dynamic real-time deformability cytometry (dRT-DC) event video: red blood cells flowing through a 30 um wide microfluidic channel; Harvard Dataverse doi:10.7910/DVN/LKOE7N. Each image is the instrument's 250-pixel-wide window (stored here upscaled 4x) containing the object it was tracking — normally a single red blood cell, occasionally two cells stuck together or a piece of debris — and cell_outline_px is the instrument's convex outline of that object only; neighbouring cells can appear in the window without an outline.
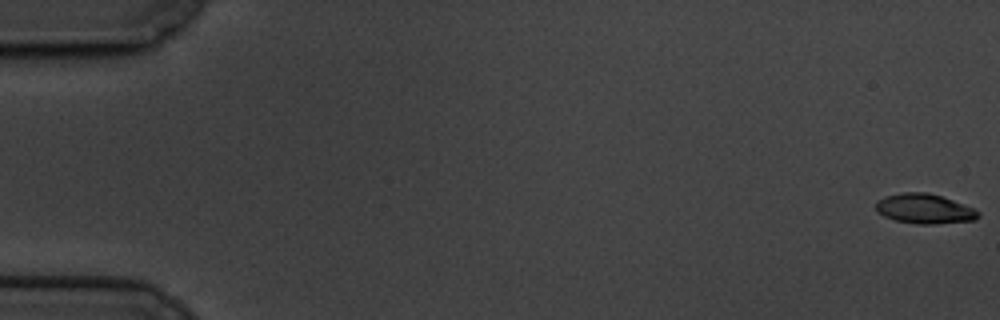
{"species": "common noctule bat (a hibernating species)", "species_latin": "Nyctalus noctula", "temperature_condition": "cold", "stored_images_in_passage": 61, "camera_frame_rate_fps": 3000, "um_per_image_px": 0.085, "animal": {"sex": "male", "body_mass_g": 19.5, "forearm_length_mm": 54.6}, "frame": {"image": 1, "passage_image": 1, "time_ms": 0.0, "image_size_px": [1000, 320], "cell_outline_px": [[980, 216], [976, 220], [932, 224], [916, 224], [896, 220], [884, 216], [876, 212], [876, 200], [884, 196], [904, 192], [928, 192], [952, 200], [972, 208], [980, 212]], "centroid_in_image_um": [78.55, 17.74], "position_along_channel_um": 6.5, "area_um2": 17.74}}
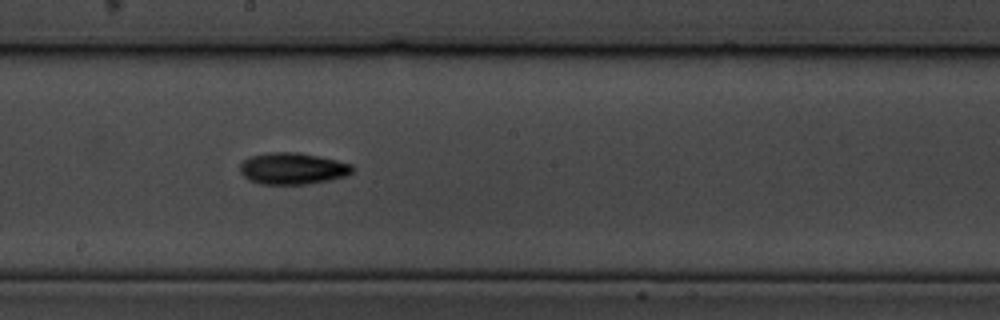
{"frame": {"image": 2, "passage_image": 34, "time_ms": 11.0, "image_size_px": [1000, 320], "cell_outline_px": [[352, 172], [348, 176], [308, 184], [260, 184], [248, 180], [240, 172], [240, 164], [248, 156], [272, 152], [296, 152], [336, 160], [352, 164]], "centroid_in_image_um": [24.84, 14.33], "position_along_channel_um": 223.4, "area_um2": 20.69}}
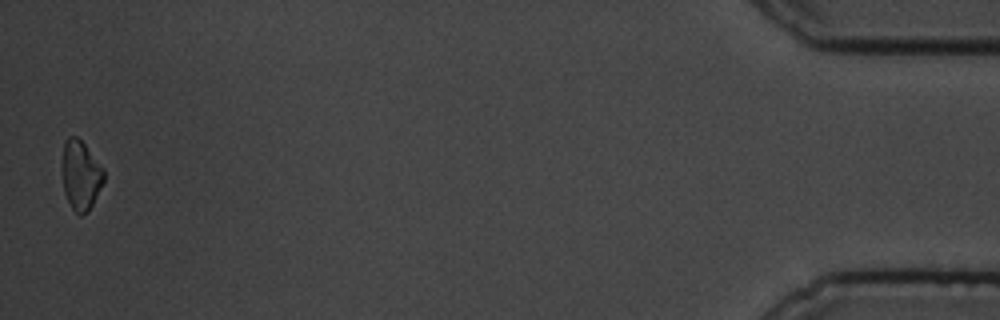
{"frame": {"image": 3, "passage_image": 60, "time_ms": 19.667, "image_size_px": [1000, 320], "cell_outline_px": [[104, 180], [88, 212], [80, 216], [72, 208], [64, 192], [64, 140], [68, 136], [76, 136], [84, 144], [104, 168]], "centroid_in_image_um": [6.89, 14.9], "position_along_channel_um": 428.3, "area_um2": 16.36}, "authors_computed_cell_mechanics": {"area_um2": 18.3226, "velocity_mm_per_s": 3.3724, "shape_relaxation_time_tau1_ms": 5.5018, "shape_relaxation_time_tau2_ms": null, "deformation_change_tau1": 0.1785, "deformation_change_tau2": null}}